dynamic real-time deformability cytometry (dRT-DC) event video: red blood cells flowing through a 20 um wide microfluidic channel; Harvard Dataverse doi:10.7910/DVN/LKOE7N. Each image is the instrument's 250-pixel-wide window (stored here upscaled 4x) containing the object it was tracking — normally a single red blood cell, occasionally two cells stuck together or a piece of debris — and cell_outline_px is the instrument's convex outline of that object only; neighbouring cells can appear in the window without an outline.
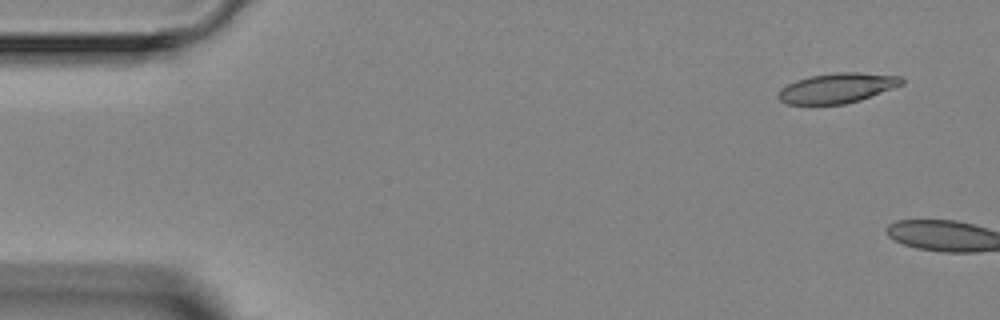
{"species": "Egyptian fruit bat (a non-hibernating species)", "species_latin": "Rousettus aegyptiacus", "temperature_condition": "room temperature", "stored_images_in_passage": 2, "camera_frame_rate_fps": 3000, "um_per_image_px": 0.085, "animal": {"sex": "female"}, "frame": {"image": 1, "passage_image": 1, "time_ms": 0.0, "image_size_px": [1000, 320], "cell_outline_px": [[904, 84], [860, 100], [844, 104], [788, 104], [780, 100], [776, 96], [780, 88], [796, 80], [808, 76], [836, 72], [860, 72], [900, 76], [904, 80]], "centroid_in_image_um": [71.15, 7.47], "position_along_channel_um": 13.9, "area_um2": 21.62}}